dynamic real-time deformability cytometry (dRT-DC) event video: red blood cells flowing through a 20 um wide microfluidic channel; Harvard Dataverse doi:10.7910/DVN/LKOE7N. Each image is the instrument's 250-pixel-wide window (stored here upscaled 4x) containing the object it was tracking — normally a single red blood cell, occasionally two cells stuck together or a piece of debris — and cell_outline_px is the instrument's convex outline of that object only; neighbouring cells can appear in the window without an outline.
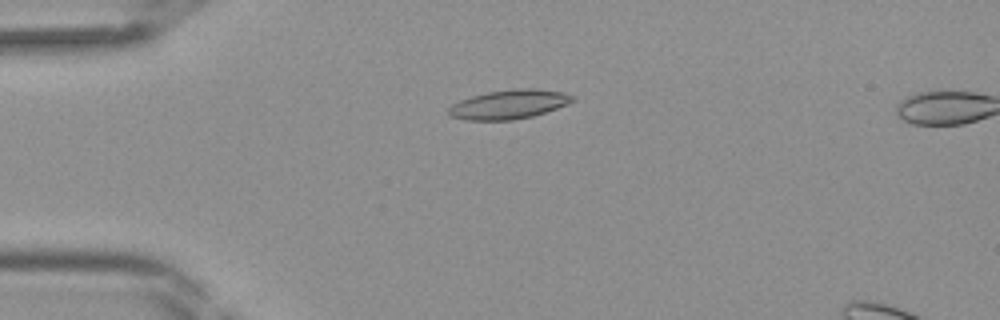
{"species": "Egyptian fruit bat (a non-hibernating species)", "species_latin": "Rousettus aegyptiacus", "temperature_condition": "room temperature", "stored_images_in_passage": 44, "camera_frame_rate_fps": 3000, "um_per_image_px": 0.085, "frame": {"image": 1, "passage_image": 11, "time_ms": 3.333, "image_size_px": [1000, 320], "cell_outline_px": [[576, 96], [572, 100], [556, 108], [532, 116], [512, 120], [468, 120], [448, 116], [448, 108], [452, 104], [460, 100], [472, 96], [488, 92], [516, 88], [536, 88], [564, 92]], "centroid_in_image_um": [43.23, 8.86], "position_along_channel_um": 41.8, "area_um2": 20.92}}
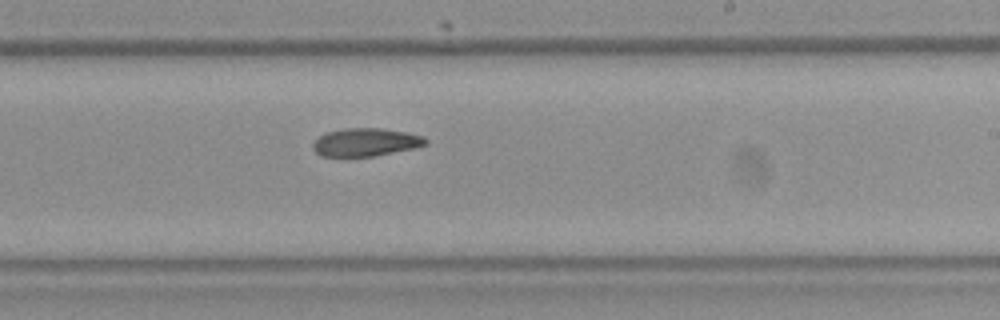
{"frame": {"image": 2, "passage_image": 26, "time_ms": 8.333, "image_size_px": [1000, 320], "cell_outline_px": [[428, 144], [416, 148], [376, 156], [320, 156], [312, 148], [312, 144], [320, 136], [328, 132], [344, 128], [380, 128], [408, 132], [424, 136], [428, 140]], "centroid_in_image_um": [31.14, 12.09], "position_along_channel_um": 257.9, "area_um2": 18.55}}
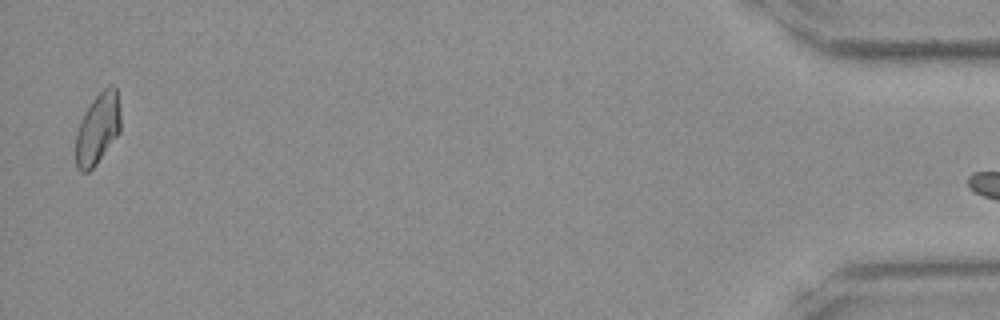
{"frame": {"image": 3, "passage_image": 42, "time_ms": 13.667, "image_size_px": [1000, 320], "cell_outline_px": [[120, 132], [96, 164], [88, 172], [80, 172], [76, 168], [76, 132], [80, 120], [84, 112], [92, 100], [108, 84], [112, 84], [116, 88], [120, 112]], "centroid_in_image_um": [8.29, 10.93], "position_along_channel_um": 426.9, "area_um2": 18.67}}